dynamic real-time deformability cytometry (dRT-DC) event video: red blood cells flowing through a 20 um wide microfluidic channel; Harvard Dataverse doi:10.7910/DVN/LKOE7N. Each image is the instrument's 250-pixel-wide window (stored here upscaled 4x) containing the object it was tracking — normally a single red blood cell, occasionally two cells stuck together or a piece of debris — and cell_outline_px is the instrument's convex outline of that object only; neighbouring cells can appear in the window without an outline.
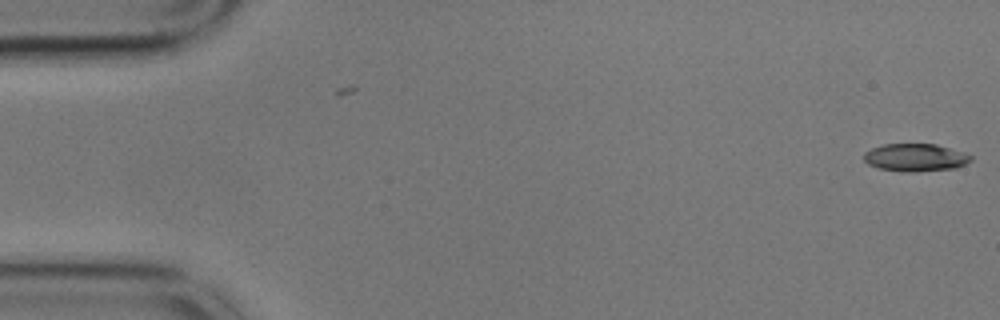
{"species": "common noctule bat (a hibernating species)", "species_latin": "Nyctalus noctula", "temperature_condition": "cold", "stored_images_in_passage": 5, "camera_frame_rate_fps": 3000, "um_per_image_px": 0.085, "animal": {"sex": "male", "body_mass_g": 17.9}, "frame": {"image": 1, "passage_image": 5, "time_ms": 1.333, "image_size_px": [1000, 320], "cell_outline_px": [[972, 160], [956, 168], [916, 172], [904, 172], [880, 168], [868, 164], [864, 160], [864, 152], [872, 148], [884, 144], [936, 144], [964, 152], [972, 156]], "centroid_in_image_um": [77.82, 13.39], "position_along_channel_um": 7.2, "area_um2": 17.28}}